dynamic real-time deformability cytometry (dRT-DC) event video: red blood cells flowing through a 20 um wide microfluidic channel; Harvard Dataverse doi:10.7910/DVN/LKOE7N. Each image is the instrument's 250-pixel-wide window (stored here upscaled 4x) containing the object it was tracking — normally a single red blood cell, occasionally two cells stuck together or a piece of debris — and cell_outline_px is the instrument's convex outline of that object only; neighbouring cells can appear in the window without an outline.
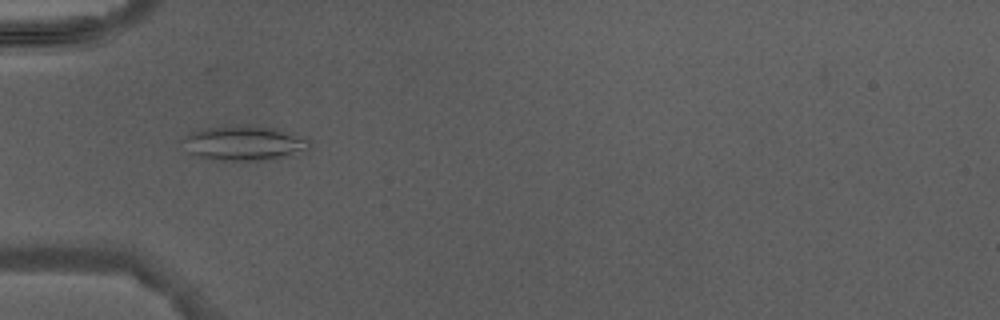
{"species": "Egyptian fruit bat (a non-hibernating species)", "species_latin": "Rousettus aegyptiacus", "temperature_condition": "warm", "stored_images_in_passage": 3, "camera_frame_rate_fps": 3000, "um_per_image_px": 0.085, "animal": {"sex": "male"}, "frame": {"image": 1, "passage_image": 3, "time_ms": 3.333, "image_size_px": [1000, 320], "cell_outline_px": [[312, 144], [308, 148], [288, 156], [276, 160], [220, 160], [192, 156], [188, 152], [180, 140], [192, 132], [204, 128], [272, 128], [308, 136], [312, 140]], "centroid_in_image_um": [20.79, 12.22], "position_along_channel_um": 64.2, "area_um2": 25.2}}